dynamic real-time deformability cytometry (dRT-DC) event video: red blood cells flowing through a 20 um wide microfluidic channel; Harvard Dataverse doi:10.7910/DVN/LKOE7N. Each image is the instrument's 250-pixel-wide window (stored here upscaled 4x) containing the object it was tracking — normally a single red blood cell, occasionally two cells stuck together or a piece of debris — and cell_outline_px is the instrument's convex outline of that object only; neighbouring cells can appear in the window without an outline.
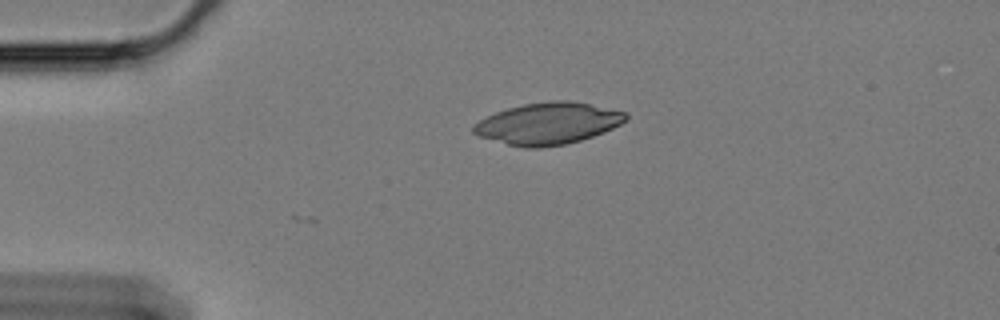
{"species": "Egyptian fruit bat (a non-hibernating species)", "species_latin": "Rousettus aegyptiacus", "temperature_condition": "cold", "stored_images_in_passage": 2, "camera_frame_rate_fps": 3000, "um_per_image_px": 0.085, "animal": {"sex": "female"}, "frame": {"image": 1, "passage_image": 2, "time_ms": 0.333, "image_size_px": [1000, 320], "cell_outline_px": [[628, 116], [620, 124], [604, 132], [580, 140], [564, 144], [540, 148], [528, 148], [508, 144], [480, 136], [472, 132], [472, 124], [496, 112], [508, 108], [524, 104], [548, 100], [572, 100], [624, 112]], "centroid_in_image_um": [46.55, 10.49], "position_along_channel_um": 38.4, "area_um2": 36.65}}